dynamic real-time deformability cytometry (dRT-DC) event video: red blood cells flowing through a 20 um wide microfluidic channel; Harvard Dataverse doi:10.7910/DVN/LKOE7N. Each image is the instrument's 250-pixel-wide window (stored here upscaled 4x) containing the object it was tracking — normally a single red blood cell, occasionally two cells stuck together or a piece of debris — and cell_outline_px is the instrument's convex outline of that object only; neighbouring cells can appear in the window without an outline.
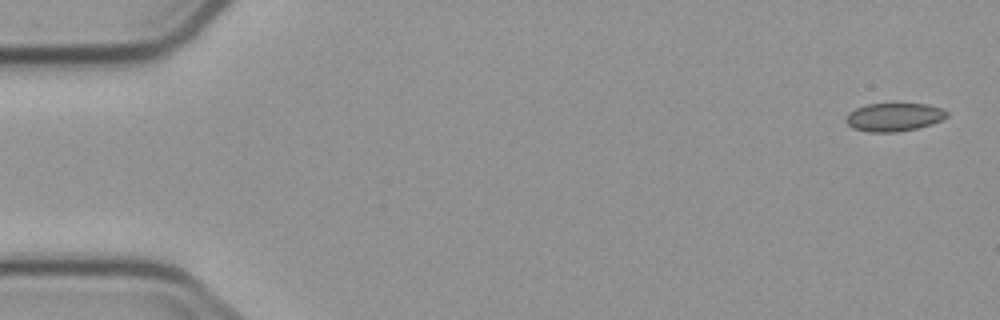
{"species": "common noctule bat (a hibernating species)", "species_latin": "Nyctalus noctula", "temperature_condition": "cold", "stored_images_in_passage": 5, "camera_frame_rate_fps": 3000, "um_per_image_px": 0.085, "animal": {"sex": "male", "body_mass_g": 23.1, "forearm_length_mm": 52.7}, "frame": {"image": 1, "passage_image": 1, "time_ms": 0.0, "image_size_px": [1000, 320], "cell_outline_px": [[948, 116], [932, 124], [916, 128], [896, 132], [868, 132], [852, 128], [844, 120], [848, 112], [856, 108], [868, 104], [928, 104], [940, 108], [948, 112]], "centroid_in_image_um": [75.96, 9.95], "position_along_channel_um": 9.0, "area_um2": 16.59}}
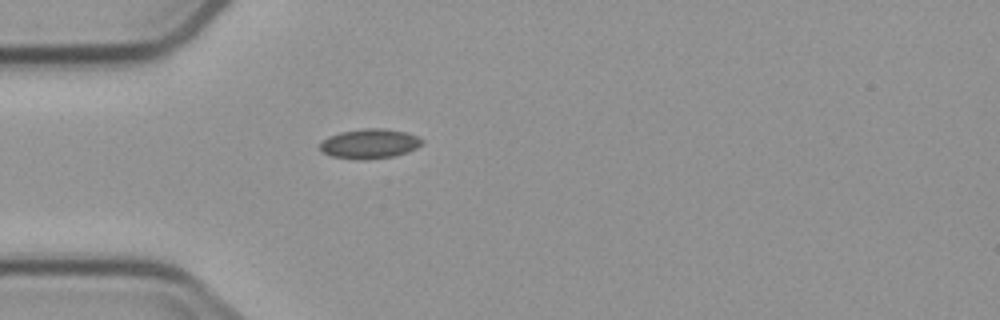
{"frame": {"image": 2, "passage_image": 5, "time_ms": 4.667, "image_size_px": [1000, 320], "cell_outline_px": [[424, 144], [408, 152], [392, 156], [364, 160], [356, 160], [332, 156], [324, 152], [320, 148], [320, 144], [328, 136], [340, 132], [364, 128], [384, 128], [404, 132], [416, 136], [424, 140]], "centroid_in_image_um": [31.43, 12.21], "position_along_channel_um": 53.6, "area_um2": 17.63}}